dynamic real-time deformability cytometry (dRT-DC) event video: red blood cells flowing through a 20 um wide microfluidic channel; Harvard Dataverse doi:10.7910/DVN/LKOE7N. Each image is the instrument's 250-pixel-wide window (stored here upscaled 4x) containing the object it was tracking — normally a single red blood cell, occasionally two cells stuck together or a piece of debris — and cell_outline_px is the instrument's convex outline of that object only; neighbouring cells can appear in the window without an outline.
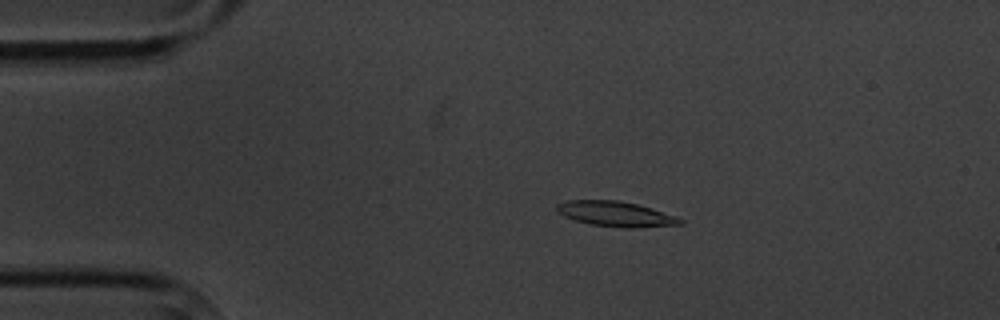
{"species": "common noctule bat (a hibernating species)", "species_latin": "Nyctalus noctula", "temperature_condition": "cold", "stored_images_in_passage": 7, "camera_frame_rate_fps": 3000, "um_per_image_px": 0.085, "animal": {"sex": "male", "body_mass_g": 20.1, "forearm_length_mm": 53.5}, "frame": {"image": 1, "passage_image": 3, "time_ms": 2.333, "image_size_px": [1000, 320], "cell_outline_px": [[684, 224], [632, 228], [624, 228], [588, 224], [564, 216], [556, 212], [556, 204], [568, 200], [620, 200], [652, 208], [676, 216], [684, 220]], "centroid_in_image_um": [52.33, 18.18], "position_along_channel_um": 32.7, "area_um2": 18.21}}
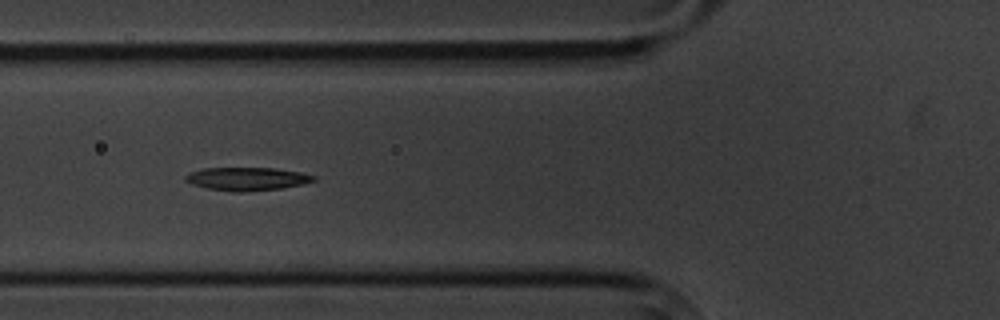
{"frame": {"image": 2, "passage_image": 6, "time_ms": 5.667, "image_size_px": [1000, 320], "cell_outline_px": [[316, 180], [304, 184], [280, 188], [244, 192], [232, 192], [208, 188], [192, 184], [184, 180], [184, 176], [188, 172], [204, 168], [276, 168], [300, 172], [316, 176]], "centroid_in_image_um": [20.98, 15.2], "position_along_channel_um": 104.8, "area_um2": 17.4}}
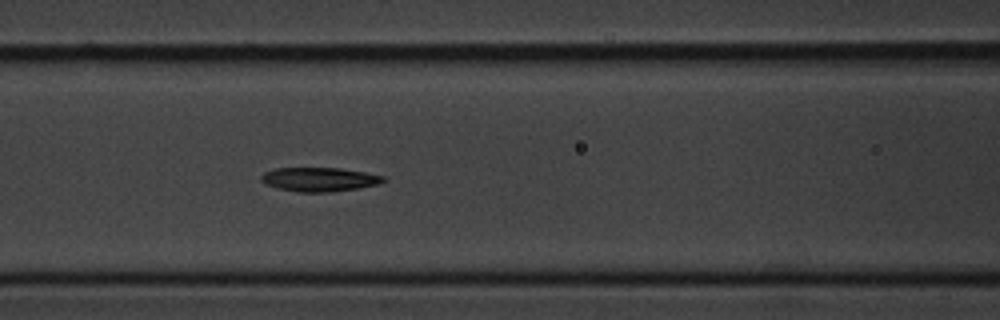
{"frame": {"image": 3, "passage_image": 7, "time_ms": 6.667, "image_size_px": [1000, 320], "cell_outline_px": [[388, 180], [380, 184], [360, 188], [332, 192], [296, 192], [276, 188], [264, 184], [260, 180], [260, 176], [264, 172], [276, 168], [340, 168], [364, 172], [384, 176]], "centroid_in_image_um": [27.14, 15.26], "position_along_channel_um": 139.5, "area_um2": 17.4}}